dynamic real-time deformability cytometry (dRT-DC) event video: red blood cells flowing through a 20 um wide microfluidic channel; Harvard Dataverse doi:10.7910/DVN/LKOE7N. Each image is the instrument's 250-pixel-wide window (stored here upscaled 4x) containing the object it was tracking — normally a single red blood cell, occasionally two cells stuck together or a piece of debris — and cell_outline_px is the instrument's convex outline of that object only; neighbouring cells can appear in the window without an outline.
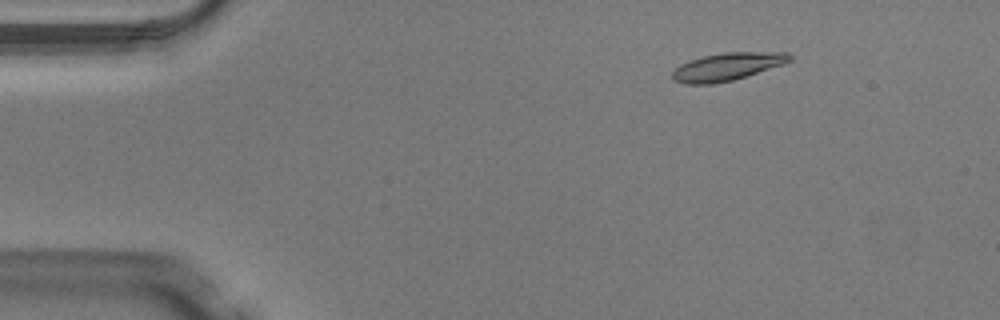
{"species": "Egyptian fruit bat (a non-hibernating species)", "species_latin": "Rousettus aegyptiacus", "temperature_condition": "warm", "stored_images_in_passage": 49, "camera_frame_rate_fps": 3000, "um_per_image_px": 0.085, "animal": {"sex": "male"}, "frame": {"image": 1, "passage_image": 7, "time_ms": 2.0, "image_size_px": [1000, 320], "cell_outline_px": [[792, 60], [784, 64], [732, 80], [712, 84], [684, 84], [672, 80], [672, 72], [680, 64], [688, 60], [704, 56], [724, 52], [788, 52], [792, 56]], "centroid_in_image_um": [61.8, 5.66], "position_along_channel_um": 23.2, "area_um2": 18.96}}
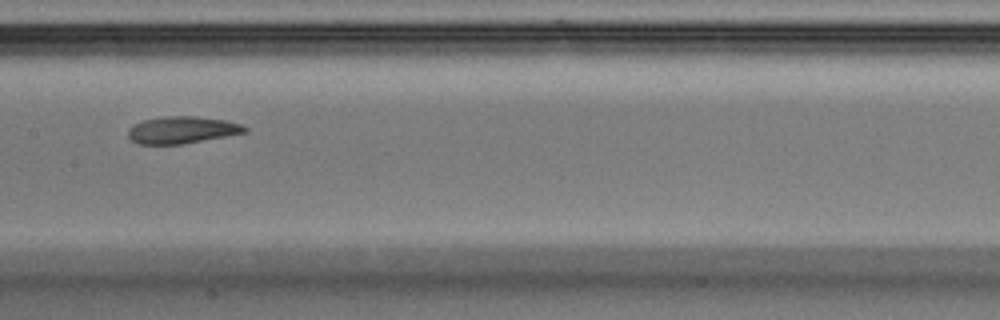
{"frame": {"image": 2, "passage_image": 25, "time_ms": 8.0, "image_size_px": [1000, 320], "cell_outline_px": [[248, 132], [180, 144], [140, 144], [132, 140], [128, 136], [128, 128], [132, 124], [144, 120], [164, 116], [196, 116], [224, 120], [240, 124], [248, 128]], "centroid_in_image_um": [15.45, 11.04], "position_along_channel_um": 192.0, "area_um2": 18.26}}
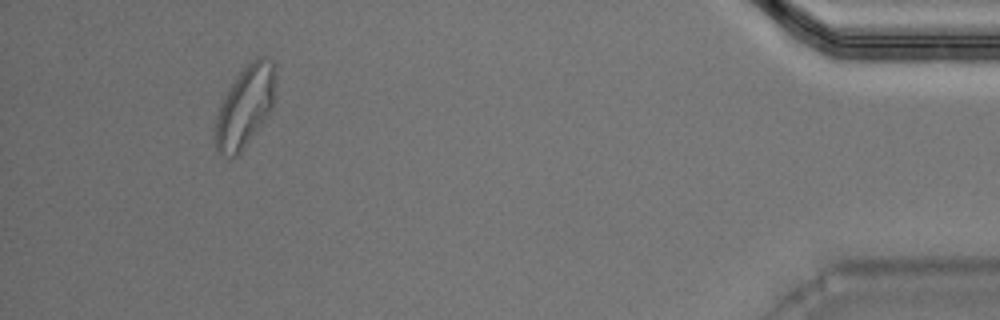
{"frame": {"image": 3, "passage_image": 46, "time_ms": 15.0, "image_size_px": [1000, 320], "cell_outline_px": [[276, 76], [272, 112], [240, 152], [236, 156], [228, 160], [220, 156], [216, 148], [216, 116], [220, 104], [228, 88], [244, 64], [256, 56], [260, 56], [272, 64], [276, 68]], "centroid_in_image_um": [20.84, 9.06], "position_along_channel_um": 414.4, "area_um2": 28.9}, "authors_computed_cell_mechanics": {"area_um2": 18.9006, "velocity_mm_per_s": 4.0879, "shape_relaxation_time_tau1_ms": 3.3611, "shape_relaxation_time_tau2_ms": 2.7557, "deformation_change_tau1": 0.1489, "deformation_change_tau2": 0.0768}}